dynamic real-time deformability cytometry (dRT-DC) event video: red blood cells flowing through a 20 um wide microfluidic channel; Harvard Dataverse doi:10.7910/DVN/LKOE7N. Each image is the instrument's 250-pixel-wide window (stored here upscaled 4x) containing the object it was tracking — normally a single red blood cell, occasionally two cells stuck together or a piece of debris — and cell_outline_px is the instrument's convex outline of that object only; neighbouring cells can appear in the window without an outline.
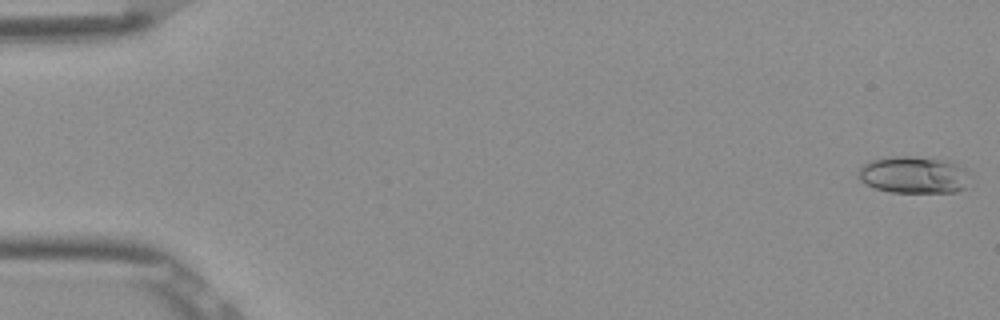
{"species": "Egyptian fruit bat (a non-hibernating species)", "species_latin": "Rousettus aegyptiacus", "temperature_condition": "room temperature", "stored_images_in_passage": 52, "camera_frame_rate_fps": 3000, "um_per_image_px": 0.085, "frame": {"image": 1, "passage_image": 1, "time_ms": 0.0, "image_size_px": [1000, 320], "cell_outline_px": [[964, 188], [956, 192], [892, 192], [876, 188], [860, 180], [856, 176], [860, 168], [868, 160], [888, 156], [912, 156], [948, 160], [964, 168]], "centroid_in_image_um": [77.57, 14.84], "position_along_channel_um": 7.4, "area_um2": 23.76}}
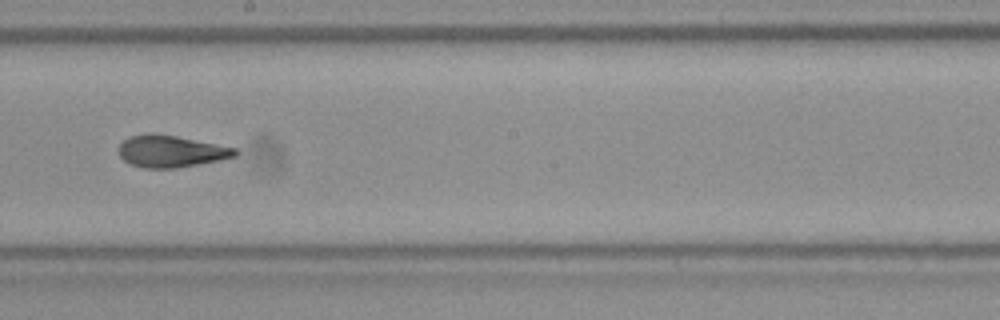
{"frame": {"image": 2, "passage_image": 30, "time_ms": 9.667, "image_size_px": [1000, 320], "cell_outline_px": [[240, 152], [236, 156], [220, 160], [176, 168], [144, 168], [132, 164], [124, 160], [120, 156], [120, 144], [128, 136], [176, 136], [236, 148]], "centroid_in_image_um": [14.59, 12.9], "position_along_channel_um": 233.6, "area_um2": 20.87}}
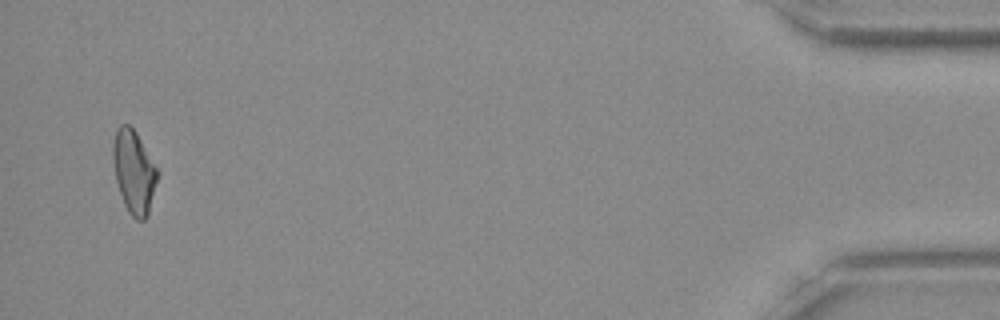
{"frame": {"image": 3, "passage_image": 51, "time_ms": 16.667, "image_size_px": [1000, 320], "cell_outline_px": [[160, 172], [148, 216], [144, 220], [136, 220], [128, 212], [124, 204], [116, 180], [112, 160], [112, 144], [116, 128], [120, 124], [128, 124], [136, 132]], "centroid_in_image_um": [11.39, 14.6], "position_along_channel_um": 423.8, "area_um2": 21.85}, "authors_computed_cell_mechanics": {"area_um2": 21.5594, "velocity_mm_per_s": 3.8931, "shape_relaxation_time_tau1_ms": null, "shape_relaxation_time_tau2_ms": 1.8914, "deformation_change_tau1": null, "deformation_change_tau2": 0.0848}}